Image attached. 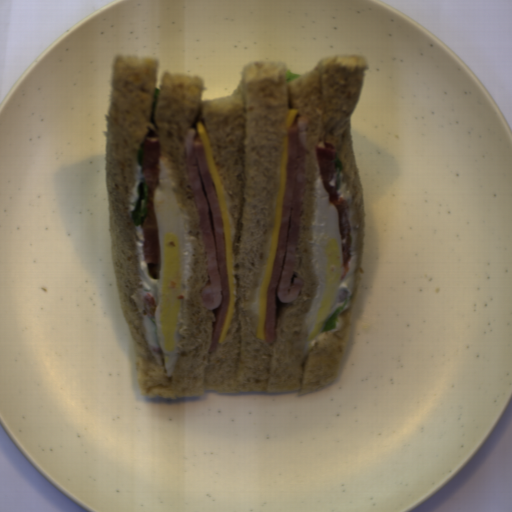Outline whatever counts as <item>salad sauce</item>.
<instances>
[{
  "mask_svg": "<svg viewBox=\"0 0 512 512\" xmlns=\"http://www.w3.org/2000/svg\"><path fill=\"white\" fill-rule=\"evenodd\" d=\"M137 239V264L138 273L141 279V287L131 294L132 301L138 311L142 325L144 337L148 348L153 353H163L158 330L156 326V317H149L143 314V296L150 294L158 305V282L151 279L143 257L144 234L140 223L135 226Z\"/></svg>",
  "mask_w": 512,
  "mask_h": 512,
  "instance_id": "salad-sauce-1",
  "label": "salad sauce"
},
{
  "mask_svg": "<svg viewBox=\"0 0 512 512\" xmlns=\"http://www.w3.org/2000/svg\"><path fill=\"white\" fill-rule=\"evenodd\" d=\"M336 191H337L338 196L345 199L347 202L348 220H349V226H350V232H351L350 254L352 255V257L348 263V271L346 272V274L340 284L332 311L343 306L347 302V300L351 297L353 289H354L353 276H354V274L356 272V268H357V260H356L357 234H356L352 195H351V192L347 190V186L345 183L340 182V188H336Z\"/></svg>",
  "mask_w": 512,
  "mask_h": 512,
  "instance_id": "salad-sauce-2",
  "label": "salad sauce"
},
{
  "mask_svg": "<svg viewBox=\"0 0 512 512\" xmlns=\"http://www.w3.org/2000/svg\"><path fill=\"white\" fill-rule=\"evenodd\" d=\"M141 175H142V166L136 165V171H135V177L134 181L130 190V203H129V209L132 212L134 209V203L138 200L139 194L137 187L141 181Z\"/></svg>",
  "mask_w": 512,
  "mask_h": 512,
  "instance_id": "salad-sauce-3",
  "label": "salad sauce"
},
{
  "mask_svg": "<svg viewBox=\"0 0 512 512\" xmlns=\"http://www.w3.org/2000/svg\"><path fill=\"white\" fill-rule=\"evenodd\" d=\"M335 180H336V177H334V178L330 181L329 185H330L331 187H336V185H335Z\"/></svg>",
  "mask_w": 512,
  "mask_h": 512,
  "instance_id": "salad-sauce-4",
  "label": "salad sauce"
}]
</instances>
